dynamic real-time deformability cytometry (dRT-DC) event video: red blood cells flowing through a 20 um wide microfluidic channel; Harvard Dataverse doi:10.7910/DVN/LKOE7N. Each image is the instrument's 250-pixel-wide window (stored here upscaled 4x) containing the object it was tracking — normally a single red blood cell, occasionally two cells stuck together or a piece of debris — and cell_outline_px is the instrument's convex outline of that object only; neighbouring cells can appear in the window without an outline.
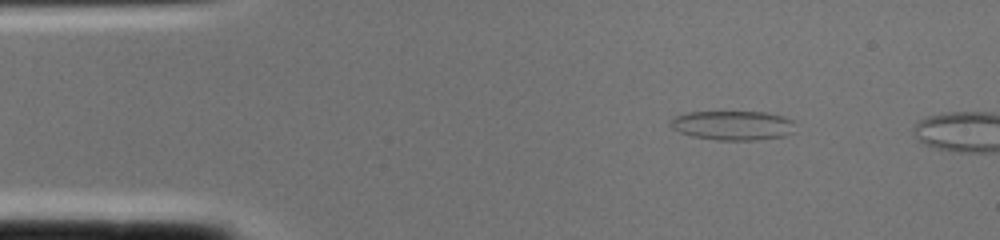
{"species": "common noctule bat (a hibernating species)", "species_latin": "Nyctalus noctula", "temperature_condition": "cold", "stored_images_in_passage": 2, "camera_frame_rate_fps": 3000, "um_per_image_px": 0.085, "animal": {"sex": "female", "body_mass_g": 22.0, "forearm_length_mm": 56.7}, "frame": {"image": 1, "passage_image": 1, "time_ms": 0.0, "image_size_px": [1000, 240], "cell_outline_px": [[792, 132], [784, 136], [760, 140], [716, 140], [692, 136], [680, 132], [672, 128], [668, 124], [668, 120], [676, 116], [688, 112], [764, 112], [784, 116], [792, 120]], "centroid_in_image_um": [62.24, 10.66], "position_along_channel_um": 22.8, "area_um2": 21.39}}